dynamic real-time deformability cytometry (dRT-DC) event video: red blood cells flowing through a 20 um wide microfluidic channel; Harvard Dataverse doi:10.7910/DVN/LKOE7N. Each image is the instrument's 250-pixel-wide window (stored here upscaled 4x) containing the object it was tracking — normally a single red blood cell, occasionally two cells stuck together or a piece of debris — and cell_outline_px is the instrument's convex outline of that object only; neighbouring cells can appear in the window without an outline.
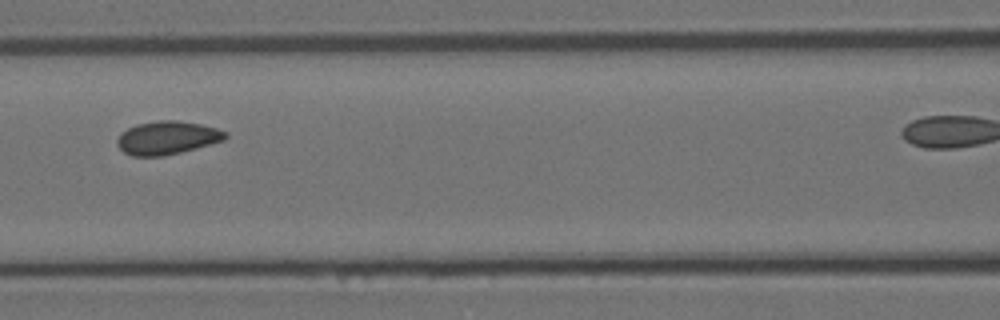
{"species": "Egyptian fruit bat (a non-hibernating species)", "species_latin": "Rousettus aegyptiacus", "temperature_condition": "room temperature", "stored_images_in_passage": 4, "camera_frame_rate_fps": 3000, "um_per_image_px": 0.085, "animal": {"sex": "female"}, "frame": {"image": 1, "passage_image": 3, "time_ms": 0.667, "image_size_px": [1000, 320], "cell_outline_px": [[228, 136], [224, 140], [196, 148], [164, 156], [132, 156], [124, 152], [116, 144], [116, 140], [120, 132], [136, 124], [160, 120], [176, 120], [200, 124], [216, 128], [228, 132]], "centroid_in_image_um": [14.19, 11.71], "position_along_channel_um": 152.4, "area_um2": 21.04}}